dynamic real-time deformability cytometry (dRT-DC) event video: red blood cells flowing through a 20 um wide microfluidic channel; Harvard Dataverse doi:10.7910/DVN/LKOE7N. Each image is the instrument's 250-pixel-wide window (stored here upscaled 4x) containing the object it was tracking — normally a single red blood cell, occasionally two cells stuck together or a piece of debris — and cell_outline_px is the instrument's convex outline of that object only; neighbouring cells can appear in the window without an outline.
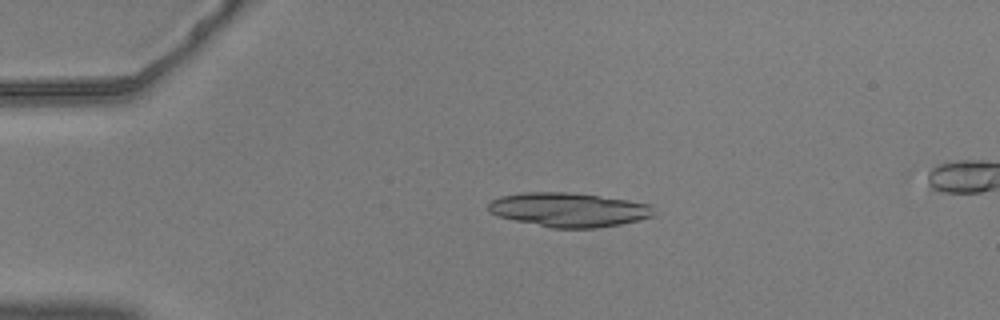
{"species": "common noctule bat (a hibernating species)", "species_latin": "Nyctalus noctula", "temperature_condition": "warm", "stored_images_in_passage": 55, "camera_frame_rate_fps": 3000, "um_per_image_px": 0.085, "animal": {"sex": "male", "body_mass_g": 20.5, "forearm_length_mm": 52.5}, "frame": {"image": 1, "passage_image": 13, "time_ms": 4.0, "image_size_px": [1000, 320], "cell_outline_px": [[652, 216], [640, 220], [620, 224], [596, 228], [552, 228], [516, 220], [500, 216], [488, 212], [488, 204], [492, 200], [500, 196], [520, 192], [568, 192], [628, 200], [652, 204]], "centroid_in_image_um": [48.33, 17.82], "position_along_channel_um": 36.7, "area_um2": 32.77}}